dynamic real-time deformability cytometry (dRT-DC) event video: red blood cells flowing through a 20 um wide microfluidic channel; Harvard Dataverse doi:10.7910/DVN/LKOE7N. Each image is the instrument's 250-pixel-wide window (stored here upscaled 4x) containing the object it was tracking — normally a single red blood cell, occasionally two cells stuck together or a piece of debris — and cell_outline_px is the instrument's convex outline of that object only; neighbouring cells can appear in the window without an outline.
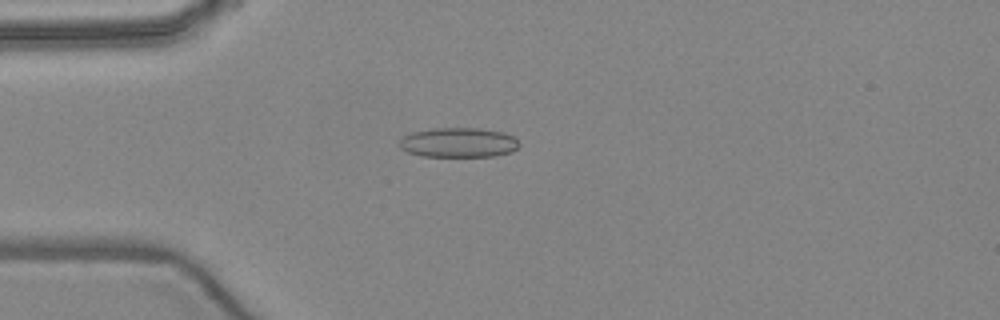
{"species": "common noctule bat (a hibernating species)", "species_latin": "Nyctalus noctula", "temperature_condition": "warm", "stored_images_in_passage": 5, "camera_frame_rate_fps": 3000, "um_per_image_px": 0.085, "animal": {"sex": "female", "body_mass_g": 24.6, "forearm_length_mm": 56.2}, "frame": {"image": 1, "passage_image": 3, "time_ms": 3.333, "image_size_px": [1000, 320], "cell_outline_px": [[520, 144], [512, 152], [496, 156], [420, 156], [408, 152], [400, 148], [400, 140], [404, 136], [412, 132], [432, 128], [480, 128], [504, 132], [516, 136]], "centroid_in_image_um": [39.01, 12.11], "position_along_channel_um": 46.0, "area_um2": 20.92}}
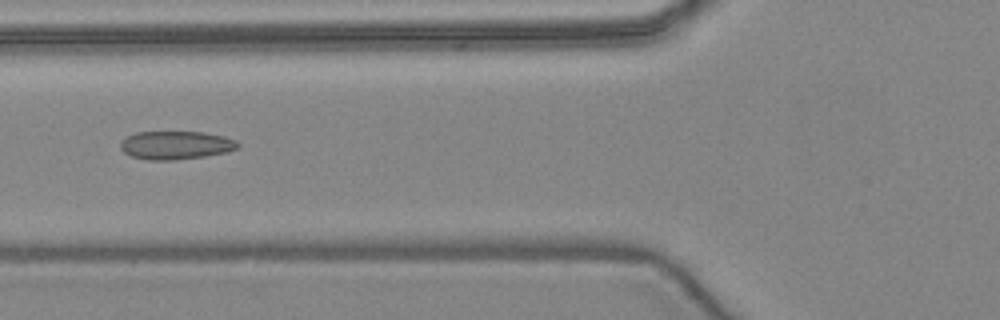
{"frame": {"image": 2, "passage_image": 5, "time_ms": 5.333, "image_size_px": [1000, 320], "cell_outline_px": [[240, 144], [236, 148], [228, 152], [204, 156], [176, 160], [148, 160], [132, 156], [124, 152], [120, 148], [120, 144], [128, 136], [136, 132], [204, 132], [224, 136], [236, 140]], "centroid_in_image_um": [14.97, 12.34], "position_along_channel_um": 110.8, "area_um2": 19.31}}